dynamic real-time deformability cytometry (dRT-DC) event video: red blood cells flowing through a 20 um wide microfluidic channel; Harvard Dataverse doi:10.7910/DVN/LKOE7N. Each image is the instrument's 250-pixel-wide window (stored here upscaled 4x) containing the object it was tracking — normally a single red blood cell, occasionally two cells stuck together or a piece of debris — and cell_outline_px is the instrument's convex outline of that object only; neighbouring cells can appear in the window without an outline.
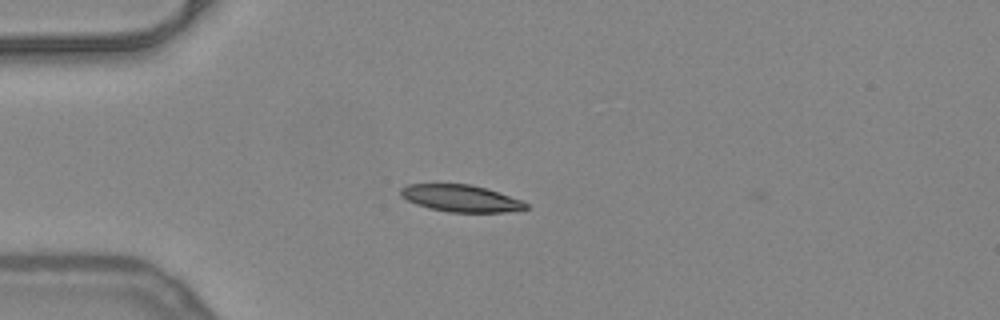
{"species": "common noctule bat (a hibernating species)", "species_latin": "Nyctalus noctula", "temperature_condition": "warm", "stored_images_in_passage": 2, "camera_frame_rate_fps": 3000, "um_per_image_px": 0.085, "animal": {"sex": "female", "body_mass_g": 24.6, "forearm_length_mm": 56.2}, "frame": {"image": 1, "passage_image": 1, "time_ms": 0.0, "image_size_px": [1000, 320], "cell_outline_px": [[528, 208], [504, 212], [448, 212], [416, 204], [400, 196], [400, 188], [408, 184], [468, 184], [484, 188], [524, 200], [528, 204]], "centroid_in_image_um": [39.17, 16.85], "position_along_channel_um": 45.8, "area_um2": 19.48}}